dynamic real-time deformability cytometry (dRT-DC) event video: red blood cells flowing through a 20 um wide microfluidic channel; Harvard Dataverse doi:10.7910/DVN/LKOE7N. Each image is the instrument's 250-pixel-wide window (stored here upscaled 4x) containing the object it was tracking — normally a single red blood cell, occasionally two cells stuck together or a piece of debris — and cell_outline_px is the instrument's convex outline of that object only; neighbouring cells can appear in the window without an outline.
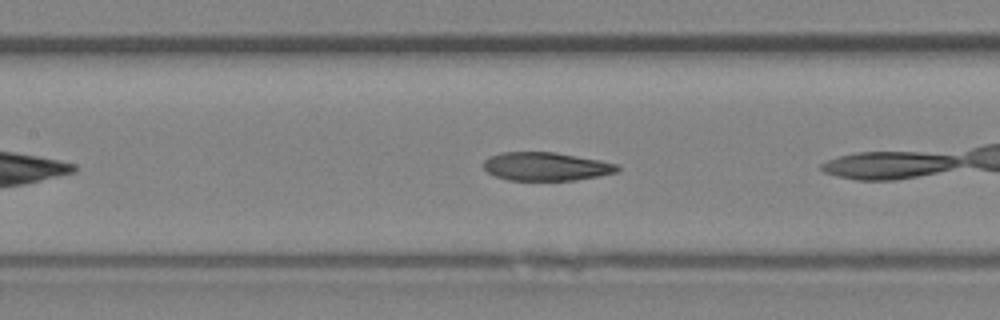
{"species": "Egyptian fruit bat (a non-hibernating species)", "species_latin": "Rousettus aegyptiacus", "temperature_condition": "room temperature", "stored_images_in_passage": 23, "camera_frame_rate_fps": 3000, "um_per_image_px": 0.085, "animal": {"sex": "female"}, "frame": {"image": 1, "passage_image": 10, "time_ms": 3.0, "image_size_px": [1000, 320], "cell_outline_px": [[620, 168], [616, 172], [576, 180], [508, 180], [496, 176], [488, 172], [484, 168], [484, 160], [488, 156], [500, 152], [556, 152], [600, 160], [616, 164]], "centroid_in_image_um": [46.38, 14.14], "position_along_channel_um": 161.0, "area_um2": 22.08}}